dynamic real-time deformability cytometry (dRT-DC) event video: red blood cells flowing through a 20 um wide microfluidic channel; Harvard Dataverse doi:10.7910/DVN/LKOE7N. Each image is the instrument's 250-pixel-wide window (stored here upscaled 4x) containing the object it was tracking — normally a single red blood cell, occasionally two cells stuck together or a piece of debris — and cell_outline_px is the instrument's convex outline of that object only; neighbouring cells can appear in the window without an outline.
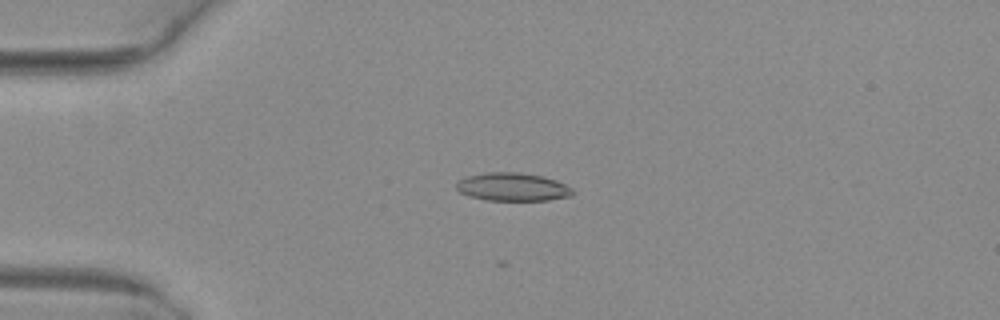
{"species": "common noctule bat (a hibernating species)", "species_latin": "Nyctalus noctula", "temperature_condition": "warm", "stored_images_in_passage": 35, "camera_frame_rate_fps": 3000, "um_per_image_px": 0.085, "animal": {"sex": "female", "body_mass_g": 29.2, "forearm_length_mm": 56.3}, "frame": {"image": 1, "passage_image": 14, "time_ms": 4.333, "image_size_px": [1000, 320], "cell_outline_px": [[572, 196], [548, 200], [484, 200], [468, 196], [460, 192], [456, 188], [456, 184], [460, 180], [468, 176], [484, 172], [520, 172], [544, 176], [556, 180], [572, 188]], "centroid_in_image_um": [43.56, 15.88], "position_along_channel_um": 41.4, "area_um2": 19.13}}
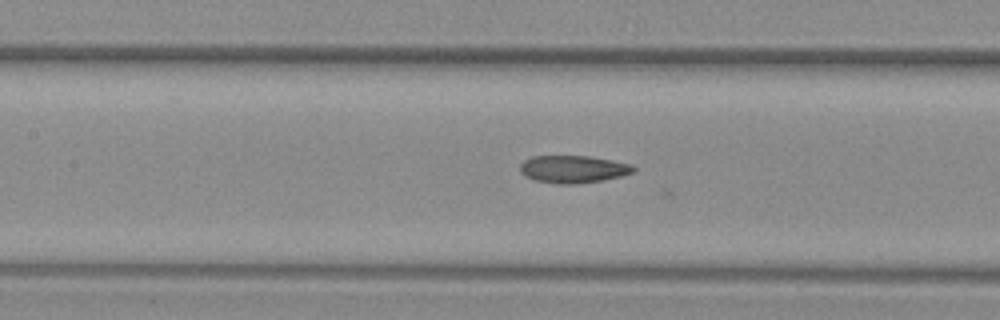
{"frame": {"image": 2, "passage_image": 25, "time_ms": 8.0, "image_size_px": [1000, 320], "cell_outline_px": [[636, 172], [604, 180], [580, 184], [556, 184], [532, 180], [524, 176], [520, 172], [520, 164], [524, 160], [532, 156], [588, 156], [632, 164], [636, 168]], "centroid_in_image_um": [48.7, 14.39], "position_along_channel_um": 158.7, "area_um2": 18.44}}
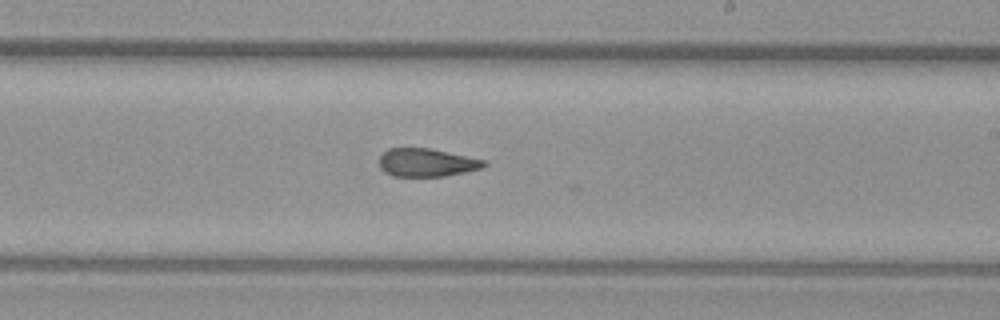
{"frame": {"image": 3, "passage_image": 32, "time_ms": 10.333, "image_size_px": [1000, 320], "cell_outline_px": [[488, 164], [484, 168], [444, 176], [392, 176], [384, 172], [380, 168], [380, 156], [388, 148], [428, 148], [484, 160]], "centroid_in_image_um": [36.25, 13.82], "position_along_channel_um": 252.7, "area_um2": 17.05}}